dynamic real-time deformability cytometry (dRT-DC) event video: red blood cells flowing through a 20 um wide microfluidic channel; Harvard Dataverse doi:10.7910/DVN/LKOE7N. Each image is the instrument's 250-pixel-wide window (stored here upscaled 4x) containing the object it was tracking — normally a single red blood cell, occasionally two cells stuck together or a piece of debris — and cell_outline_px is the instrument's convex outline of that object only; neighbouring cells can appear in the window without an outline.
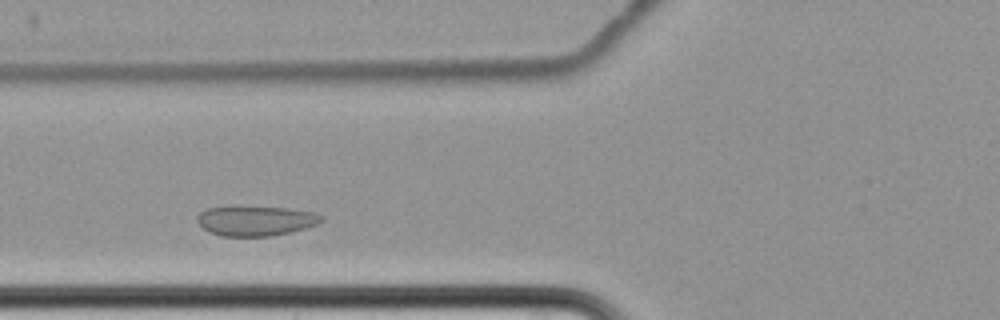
{"species": "common noctule bat (a hibernating species)", "species_latin": "Nyctalus noctula", "temperature_condition": "cold", "stored_images_in_passage": 5, "camera_frame_rate_fps": 3000, "um_per_image_px": 0.085, "animal": {"sex": "female", "body_mass_g": 22.7, "forearm_length_mm": 54.2}, "frame": {"image": 1, "passage_image": 3, "time_ms": 2.333, "image_size_px": [1000, 320], "cell_outline_px": [[324, 220], [316, 224], [304, 228], [272, 236], [220, 236], [208, 232], [196, 220], [196, 216], [200, 212], [208, 208], [236, 204], [288, 208], [312, 212], [324, 216]], "centroid_in_image_um": [21.68, 18.73], "position_along_channel_um": 104.1, "area_um2": 22.25}}
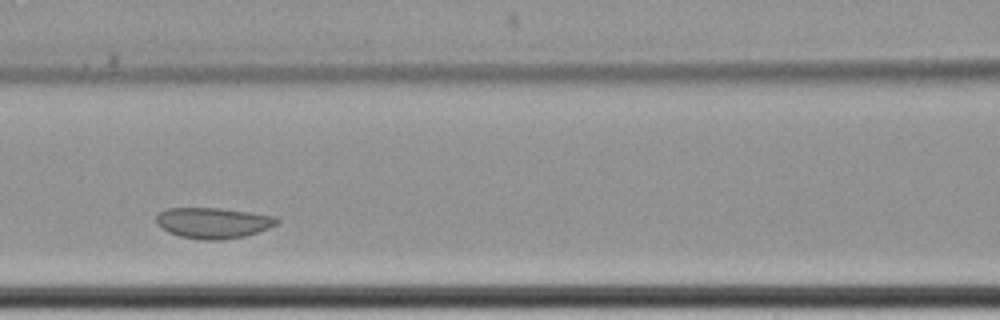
{"frame": {"image": 2, "passage_image": 4, "time_ms": 3.667, "image_size_px": [1000, 320], "cell_outline_px": [[280, 220], [276, 224], [268, 228], [244, 236], [220, 240], [204, 240], [180, 236], [168, 232], [156, 220], [156, 216], [160, 212], [168, 208], [220, 208], [248, 212], [272, 216]], "centroid_in_image_um": [18.11, 18.94], "position_along_channel_um": 148.5, "area_um2": 21.21}}
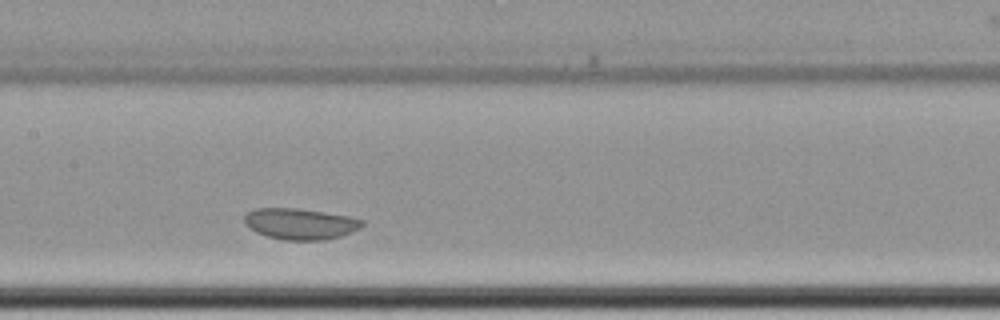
{"frame": {"image": 3, "passage_image": 5, "time_ms": 4.667, "image_size_px": [1000, 320], "cell_outline_px": [[364, 224], [360, 228], [340, 236], [324, 240], [284, 240], [268, 236], [256, 232], [244, 224], [244, 216], [248, 212], [256, 208], [296, 208], [324, 212], [348, 216], [364, 220]], "centroid_in_image_um": [25.51, 19.02], "position_along_channel_um": 181.9, "area_um2": 21.27}}